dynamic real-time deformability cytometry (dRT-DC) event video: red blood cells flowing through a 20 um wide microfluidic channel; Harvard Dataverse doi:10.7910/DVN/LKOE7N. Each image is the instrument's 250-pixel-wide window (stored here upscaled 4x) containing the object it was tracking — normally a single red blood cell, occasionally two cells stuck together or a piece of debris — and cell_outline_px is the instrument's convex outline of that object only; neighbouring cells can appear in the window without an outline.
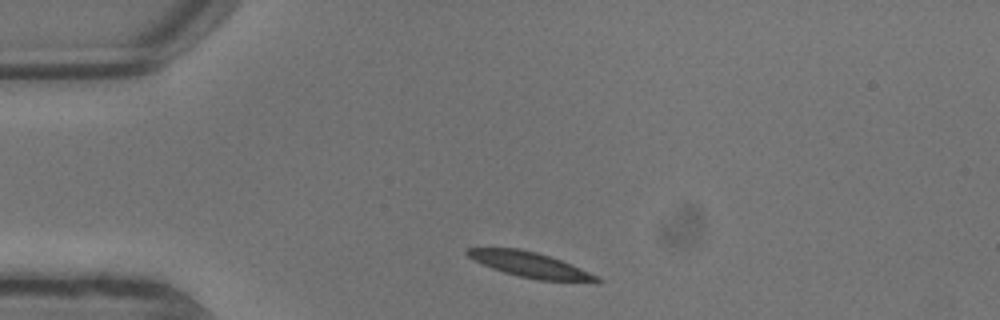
{"species": "common noctule bat (a hibernating species)", "species_latin": "Nyctalus noctula", "temperature_condition": "warm", "stored_images_in_passage": 6, "camera_frame_rate_fps": 3000, "um_per_image_px": 0.085, "animal": {"sex": "male", "body_mass_g": 13.3}, "frame": {"image": 1, "passage_image": 1, "time_ms": 0.0, "image_size_px": [1000, 320], "cell_outline_px": [[604, 280], [536, 280], [504, 272], [492, 268], [468, 256], [464, 252], [468, 248], [520, 248], [536, 252], [572, 264]], "centroid_in_image_um": [44.96, 22.47], "position_along_channel_um": 40.0, "area_um2": 18.26}}
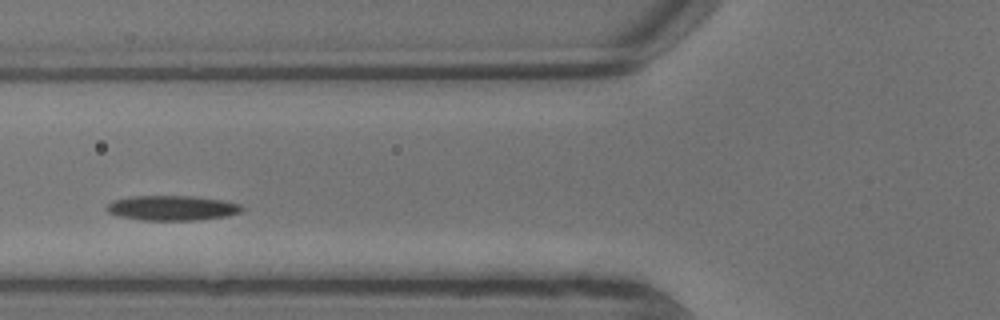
{"frame": {"image": 2, "passage_image": 4, "time_ms": 1.0, "image_size_px": [1000, 320], "cell_outline_px": [[244, 208], [240, 212], [228, 216], [196, 220], [140, 220], [120, 216], [108, 212], [104, 208], [108, 204], [116, 200], [132, 196], [196, 196], [220, 200], [240, 204]], "centroid_in_image_um": [14.64, 17.68], "position_along_channel_um": 111.2, "area_um2": 19.54}}
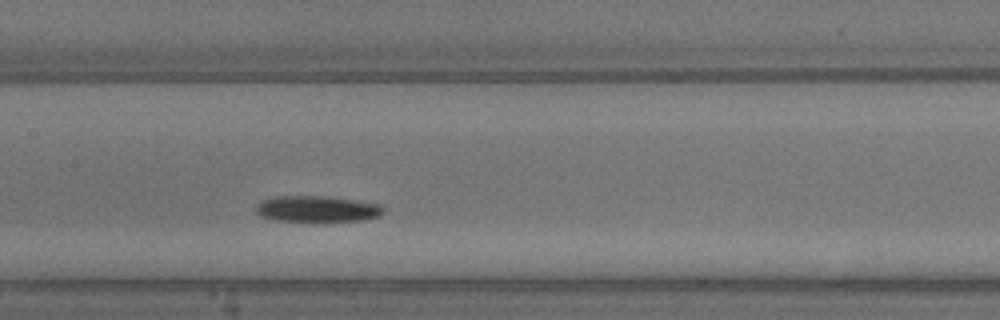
{"frame": {"image": 3, "passage_image": 6, "time_ms": 1.667, "image_size_px": [1000, 320], "cell_outline_px": [[384, 212], [380, 216], [364, 220], [328, 224], [308, 224], [272, 220], [260, 216], [256, 212], [256, 204], [264, 200], [276, 196], [328, 196], [356, 200], [380, 204], [384, 208]], "centroid_in_image_um": [26.97, 17.82], "position_along_channel_um": 180.4, "area_um2": 20.81}}